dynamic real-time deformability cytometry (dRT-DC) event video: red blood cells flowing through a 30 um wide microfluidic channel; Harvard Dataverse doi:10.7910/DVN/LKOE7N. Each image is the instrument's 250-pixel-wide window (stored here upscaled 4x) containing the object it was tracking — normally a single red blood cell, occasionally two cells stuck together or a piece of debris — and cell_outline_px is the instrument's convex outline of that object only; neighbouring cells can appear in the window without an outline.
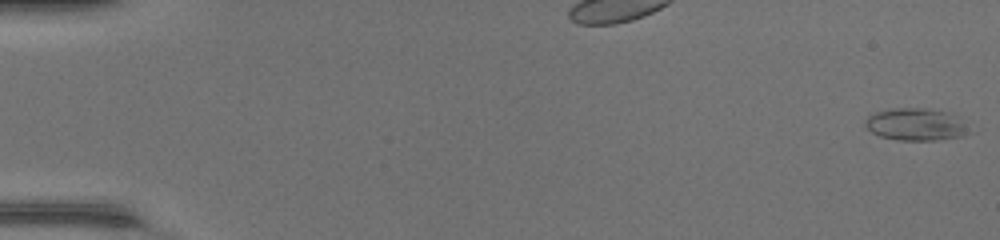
{"species": "common noctule bat (a hibernating species)", "species_latin": "Nyctalus noctula", "temperature_condition": "warm", "stored_images_in_passage": 49, "camera_frame_rate_fps": 3000, "um_per_image_px": 0.085, "animal": {"sex": "female", "body_mass_g": 17.0, "forearm_length_mm": 48.0}, "frame": {"image": 1, "passage_image": 1, "time_ms": 0.0, "image_size_px": [1000, 240], "cell_outline_px": [[976, 132], [964, 136], [936, 140], [896, 140], [880, 136], [872, 132], [864, 124], [864, 120], [868, 116], [876, 112], [892, 108], [924, 108], [948, 112]], "centroid_in_image_um": [77.88, 10.59], "position_along_channel_um": 7.1, "area_um2": 19.65}}
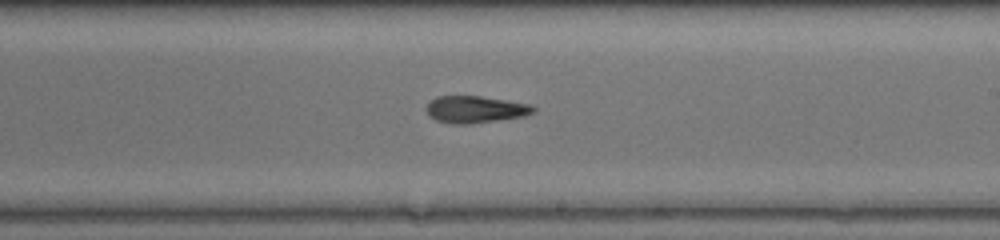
{"frame": {"image": 2, "passage_image": 30, "time_ms": 9.667, "image_size_px": [1000, 240], "cell_outline_px": [[536, 108], [532, 112], [524, 116], [468, 124], [452, 124], [436, 120], [428, 116], [424, 108], [436, 96], [480, 96], [532, 104]], "centroid_in_image_um": [40.36, 9.29], "position_along_channel_um": 248.6, "area_um2": 16.82}}
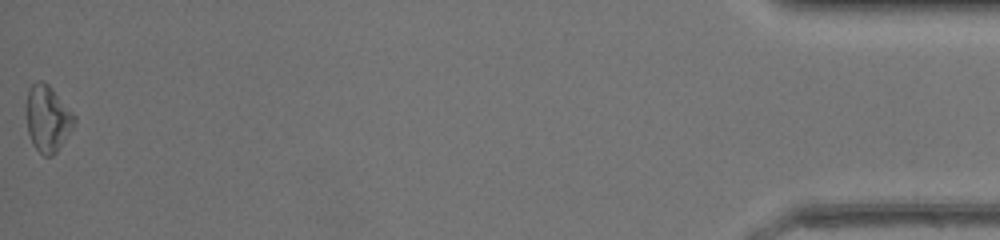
{"frame": {"image": 3, "passage_image": 49, "time_ms": 16.0, "image_size_px": [1000, 240], "cell_outline_px": [[76, 120], [72, 128], [56, 152], [52, 156], [44, 156], [32, 144], [28, 132], [24, 108], [28, 88], [36, 80], [44, 80], [52, 88], [76, 116]], "centroid_in_image_um": [4.0, 10.03], "position_along_channel_um": 431.2, "area_um2": 18.84}, "authors_computed_cell_mechanics": {"area_um2": 17.5712, "velocity_mm_per_s": 4.3911, "shape_relaxation_time_tau1_ms": null, "shape_relaxation_time_tau2_ms": 6.2443, "deformation_change_tau1": null, "deformation_change_tau2": 0.1691}}